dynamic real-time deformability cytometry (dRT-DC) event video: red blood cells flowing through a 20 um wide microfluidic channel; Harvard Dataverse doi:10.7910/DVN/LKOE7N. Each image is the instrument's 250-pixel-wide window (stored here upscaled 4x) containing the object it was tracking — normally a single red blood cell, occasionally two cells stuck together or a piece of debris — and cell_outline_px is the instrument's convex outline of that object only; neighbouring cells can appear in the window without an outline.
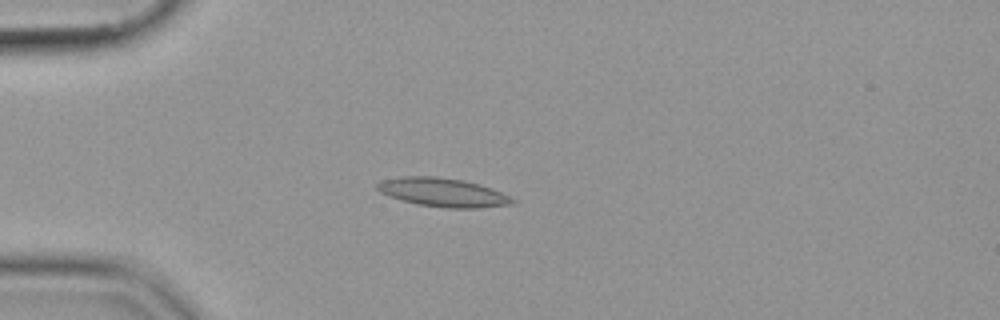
{"species": "common noctule bat (a hibernating species)", "species_latin": "Nyctalus noctula", "temperature_condition": "cold", "stored_images_in_passage": 54, "camera_frame_rate_fps": 3000, "um_per_image_px": 0.085, "animal": {"sex": "female", "body_mass_g": 19.9}, "frame": {"image": 1, "passage_image": 14, "time_ms": 4.333, "image_size_px": [1000, 320], "cell_outline_px": [[516, 204], [480, 208], [448, 208], [416, 204], [388, 196], [380, 192], [376, 188], [376, 184], [380, 180], [404, 176], [436, 176], [464, 180], [480, 184], [492, 188], [516, 200]], "centroid_in_image_um": [37.65, 16.35], "position_along_channel_um": 47.4, "area_um2": 22.83}}
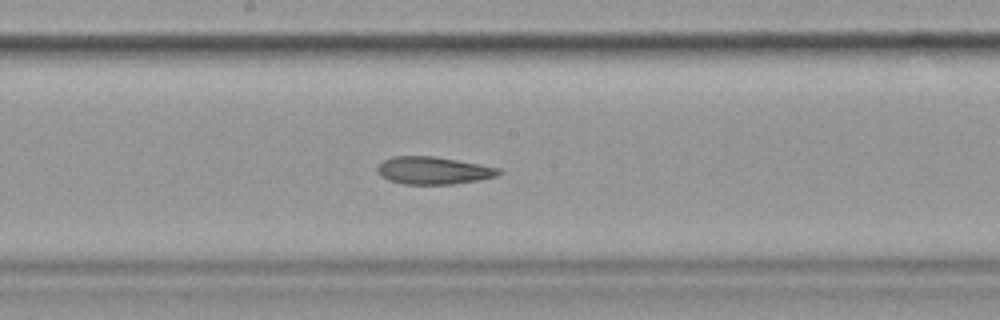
{"frame": {"image": 2, "passage_image": 29, "time_ms": 9.333, "image_size_px": [1000, 320], "cell_outline_px": [[500, 172], [496, 176], [480, 180], [452, 184], [404, 184], [388, 180], [380, 176], [376, 168], [384, 160], [392, 156], [436, 156], [480, 164], [500, 168]], "centroid_in_image_um": [36.82, 14.49], "position_along_channel_um": 211.4, "area_um2": 19.48}}
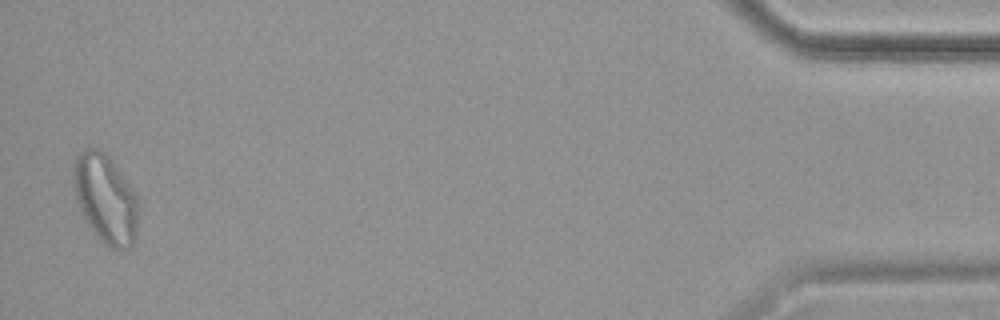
{"frame": {"image": 3, "passage_image": 53, "time_ms": 17.333, "image_size_px": [1000, 320], "cell_outline_px": [[136, 236], [132, 244], [128, 248], [108, 248], [92, 232], [84, 220], [76, 200], [72, 180], [72, 164], [76, 156], [80, 152], [88, 148], [96, 148], [104, 152], [112, 160], [128, 180], [136, 196]], "centroid_in_image_um": [8.91, 16.87], "position_along_channel_um": 426.3, "area_um2": 33.81}}